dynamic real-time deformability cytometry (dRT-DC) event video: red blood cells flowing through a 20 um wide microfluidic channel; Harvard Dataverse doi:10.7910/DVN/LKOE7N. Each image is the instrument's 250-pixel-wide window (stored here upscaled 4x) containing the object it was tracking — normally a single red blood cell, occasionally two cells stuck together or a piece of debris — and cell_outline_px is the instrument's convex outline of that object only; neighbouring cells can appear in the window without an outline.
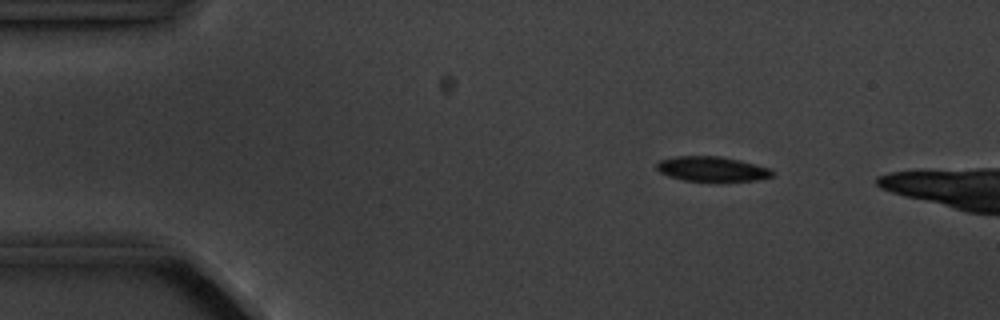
{"species": "common noctule bat (a hibernating species)", "species_latin": "Nyctalus noctula", "temperature_condition": "cold", "stored_images_in_passage": 4, "camera_frame_rate_fps": 3000, "um_per_image_px": 0.085, "animal": {"sex": "male", "body_mass_g": 20.1, "forearm_length_mm": 53.5}, "frame": {"image": 1, "passage_image": 3, "time_ms": 2.333, "image_size_px": [1000, 320], "cell_outline_px": [[772, 176], [756, 180], [684, 180], [668, 176], [660, 172], [656, 168], [656, 164], [660, 160], [676, 156], [720, 156], [740, 160], [768, 168], [772, 172]], "centroid_in_image_um": [60.46, 14.34], "position_along_channel_um": 24.5, "area_um2": 16.3}}